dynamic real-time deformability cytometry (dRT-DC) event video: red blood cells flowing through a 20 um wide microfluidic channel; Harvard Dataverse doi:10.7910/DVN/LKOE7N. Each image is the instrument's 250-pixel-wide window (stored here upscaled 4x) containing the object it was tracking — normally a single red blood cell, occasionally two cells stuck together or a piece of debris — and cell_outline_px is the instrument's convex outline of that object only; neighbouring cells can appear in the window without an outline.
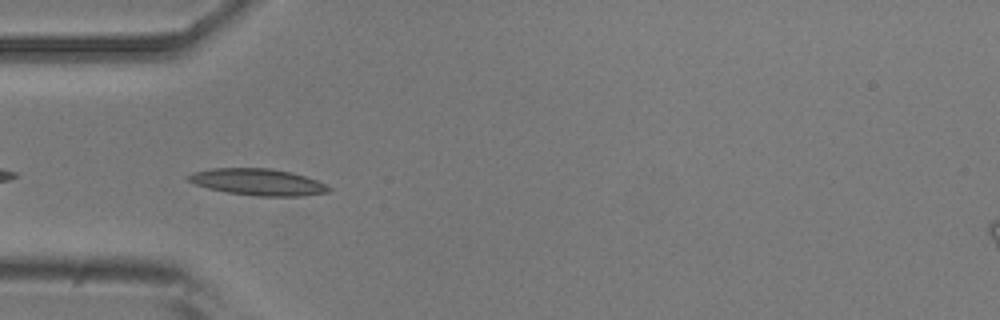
{"species": "common noctule bat (a hibernating species)", "species_latin": "Nyctalus noctula", "temperature_condition": "room temperature", "stored_images_in_passage": 37, "camera_frame_rate_fps": 3000, "um_per_image_px": 0.085, "animal": {"sex": "male", "body_mass_g": 20.5, "forearm_length_mm": 52.5}, "frame": {"image": 1, "passage_image": 2, "time_ms": 0.333, "image_size_px": [1000, 320], "cell_outline_px": [[332, 188], [328, 192], [300, 196], [256, 196], [228, 192], [208, 188], [196, 184], [188, 180], [184, 176], [196, 172], [212, 168], [268, 168], [292, 172], [316, 180]], "centroid_in_image_um": [21.92, 15.47], "position_along_channel_um": 63.1, "area_um2": 21.56}}
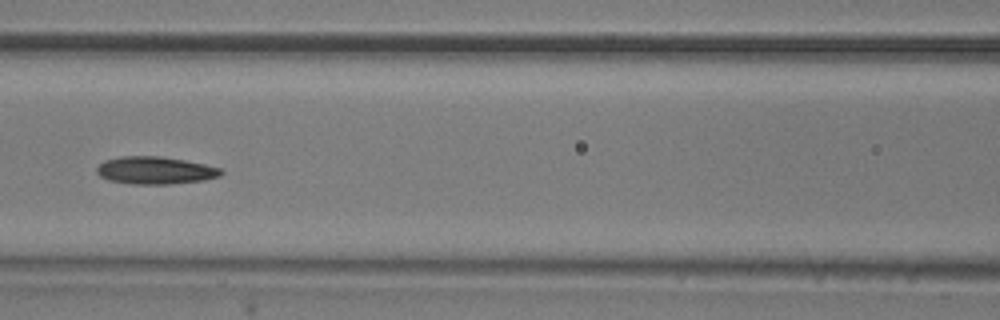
{"frame": {"image": 2, "passage_image": 9, "time_ms": 2.667, "image_size_px": [1000, 320], "cell_outline_px": [[224, 172], [220, 176], [204, 180], [172, 184], [132, 184], [108, 180], [100, 176], [96, 172], [96, 168], [104, 160], [120, 156], [160, 156], [184, 160], [204, 164], [220, 168]], "centroid_in_image_um": [13.18, 14.48], "position_along_channel_um": 153.4, "area_um2": 20.0}}
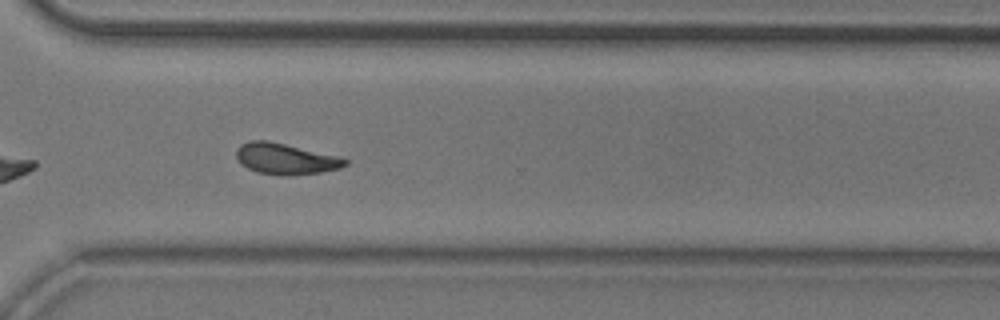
{"frame": {"image": 3, "passage_image": 24, "time_ms": 7.667, "image_size_px": [1000, 320], "cell_outline_px": [[348, 164], [340, 168], [320, 172], [284, 176], [256, 172], [240, 164], [236, 156], [236, 148], [240, 144], [248, 140], [268, 140], [336, 156], [348, 160]], "centroid_in_image_um": [24.2, 13.5], "position_along_channel_um": 346.4, "area_um2": 19.59}, "authors_computed_cell_mechanics": {"area_um2": 19.074, "velocity_mm_per_s": 3.872, "shape_relaxation_time_tau1_ms": 6.6094, "shape_relaxation_time_tau2_ms": 4.3874, "deformation_change_tau1": 0.1725, "deformation_change_tau2": 0.1266}}